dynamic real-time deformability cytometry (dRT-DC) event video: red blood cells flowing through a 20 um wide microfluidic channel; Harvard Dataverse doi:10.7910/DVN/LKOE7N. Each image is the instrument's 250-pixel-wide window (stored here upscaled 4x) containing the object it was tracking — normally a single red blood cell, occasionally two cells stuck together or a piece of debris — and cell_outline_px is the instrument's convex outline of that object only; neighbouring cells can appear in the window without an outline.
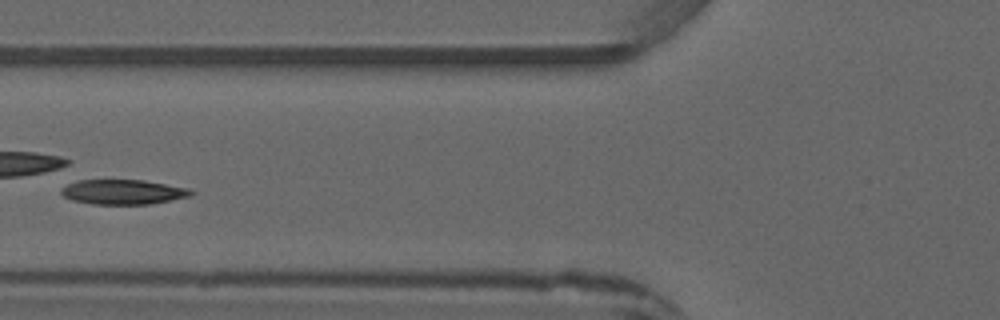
{"species": "common noctule bat (a hibernating species)", "species_latin": "Nyctalus noctula", "temperature_condition": "warm", "stored_images_in_passage": 6, "camera_frame_rate_fps": 3000, "um_per_image_px": 0.085, "animal": {"sex": "male", "forearm_length_mm": 52.5}, "frame": {"image": 1, "passage_image": 6, "time_ms": 5.667, "image_size_px": [1000, 320], "cell_outline_px": [[196, 192], [188, 196], [152, 204], [92, 204], [72, 200], [64, 196], [60, 192], [60, 188], [76, 180], [144, 180], [188, 188]], "centroid_in_image_um": [10.43, 16.31], "position_along_channel_um": 115.4, "area_um2": 18.73}}